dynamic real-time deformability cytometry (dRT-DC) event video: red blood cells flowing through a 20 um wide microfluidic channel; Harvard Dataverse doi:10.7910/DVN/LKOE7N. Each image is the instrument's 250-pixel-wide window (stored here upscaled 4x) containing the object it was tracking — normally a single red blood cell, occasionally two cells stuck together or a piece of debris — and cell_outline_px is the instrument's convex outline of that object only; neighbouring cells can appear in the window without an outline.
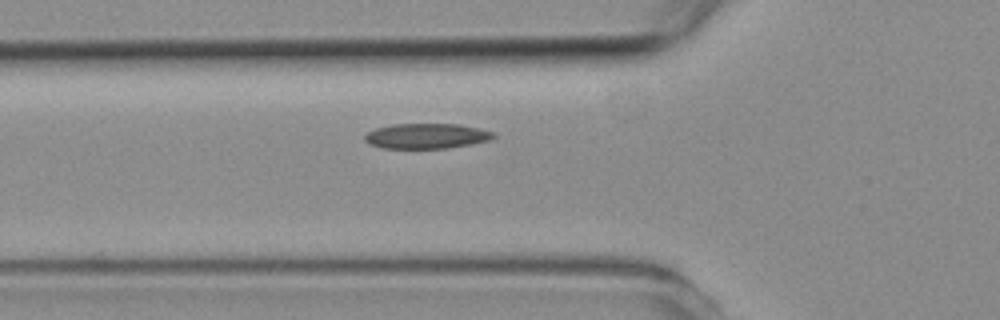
{"species": "common noctule bat (a hibernating species)", "species_latin": "Nyctalus noctula", "temperature_condition": "room temperature", "stored_images_in_passage": 6, "camera_frame_rate_fps": 3000, "um_per_image_px": 0.085, "animal": {"sex": "female", "body_mass_g": 19.3, "forearm_length_mm": 54.1}, "frame": {"image": 1, "passage_image": 6, "time_ms": 7.667, "image_size_px": [1000, 320], "cell_outline_px": [[496, 136], [492, 140], [472, 144], [448, 148], [384, 148], [368, 144], [364, 140], [364, 136], [368, 132], [376, 128], [392, 124], [460, 124], [496, 132]], "centroid_in_image_um": [36.29, 11.56], "position_along_channel_um": 89.5, "area_um2": 19.07}}